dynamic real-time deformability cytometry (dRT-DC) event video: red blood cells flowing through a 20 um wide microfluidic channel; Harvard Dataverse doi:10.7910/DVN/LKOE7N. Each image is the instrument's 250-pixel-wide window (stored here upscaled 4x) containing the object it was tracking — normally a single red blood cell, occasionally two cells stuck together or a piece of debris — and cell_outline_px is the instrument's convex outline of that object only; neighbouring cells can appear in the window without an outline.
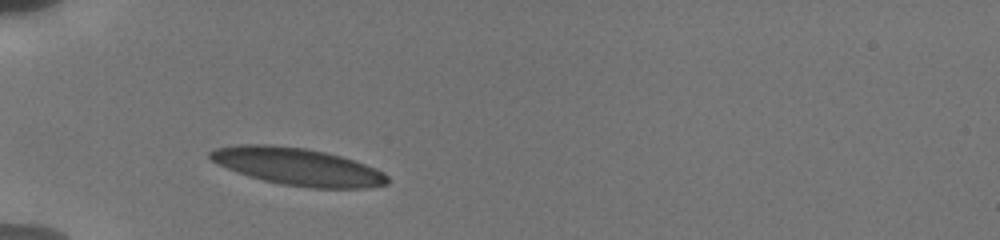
{"species": "human", "species_latin": "Homo sapiens", "temperature_condition": "cold", "stored_images_in_passage": 12, "camera_frame_rate_fps": 3000, "um_per_image_px": 0.085, "donor": {"sex": "male"}, "frame": {"image": 1, "passage_image": 1, "time_ms": 0.0, "image_size_px": [1000, 240], "cell_outline_px": [[388, 184], [364, 188], [312, 188], [284, 184], [264, 180], [248, 176], [236, 172], [216, 164], [208, 156], [208, 152], [216, 148], [236, 144], [268, 144], [304, 148], [324, 152], [340, 156], [376, 168], [384, 172], [388, 176]], "centroid_in_image_um": [25.27, 14.16], "position_along_channel_um": 59.7, "area_um2": 38.49}}
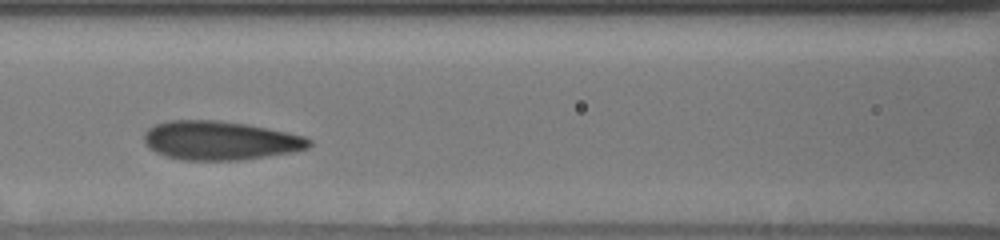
{"frame": {"image": 2, "passage_image": 6, "time_ms": 2.667, "image_size_px": [1000, 240], "cell_outline_px": [[312, 144], [308, 148], [292, 152], [268, 156], [240, 160], [184, 160], [168, 156], [156, 152], [148, 148], [144, 144], [144, 132], [148, 128], [156, 124], [168, 120], [216, 120], [244, 124], [268, 128], [288, 132], [304, 136], [312, 140]], "centroid_in_image_um": [18.7, 11.94], "position_along_channel_um": 147.9, "area_um2": 37.45}}
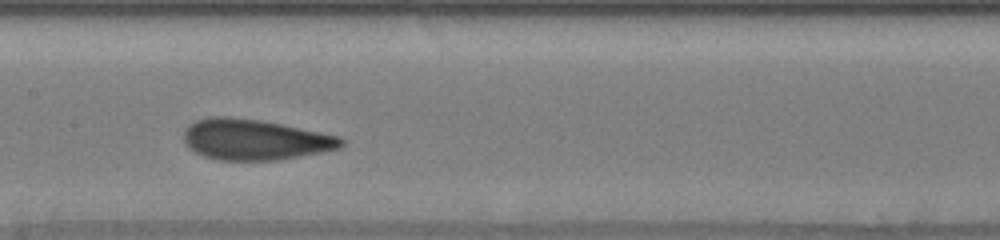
{"frame": {"image": 3, "passage_image": 10, "time_ms": 3.667, "image_size_px": [1000, 240], "cell_outline_px": [[344, 144], [340, 148], [300, 156], [276, 160], [220, 160], [204, 156], [188, 148], [184, 144], [184, 128], [188, 124], [196, 120], [208, 116], [228, 116], [260, 120], [340, 136], [344, 140]], "centroid_in_image_um": [21.61, 11.86], "position_along_channel_um": 185.8, "area_um2": 37.4}}